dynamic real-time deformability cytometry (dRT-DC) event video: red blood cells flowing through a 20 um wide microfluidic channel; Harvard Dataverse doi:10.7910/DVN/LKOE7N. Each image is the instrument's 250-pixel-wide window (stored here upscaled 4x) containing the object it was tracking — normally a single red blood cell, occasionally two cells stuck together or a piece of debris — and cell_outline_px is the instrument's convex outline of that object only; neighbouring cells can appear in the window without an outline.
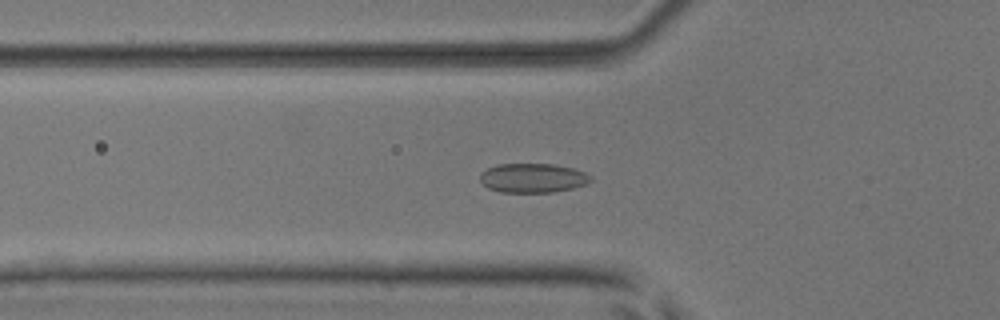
{"species": "common noctule bat (a hibernating species)", "species_latin": "Nyctalus noctula", "temperature_condition": "room temperature", "stored_images_in_passage": 41, "camera_frame_rate_fps": 3000, "um_per_image_px": 0.085, "animal": {"sex": "male", "body_mass_g": 17.9, "forearm_length_mm": 54.2}, "frame": {"image": 1, "passage_image": 8, "time_ms": 2.333, "image_size_px": [1000, 320], "cell_outline_px": [[592, 180], [584, 184], [572, 188], [552, 192], [500, 192], [488, 188], [480, 180], [480, 172], [496, 164], [552, 164], [572, 168], [584, 172], [592, 176]], "centroid_in_image_um": [45.26, 15.12], "position_along_channel_um": 80.5, "area_um2": 18.79}}
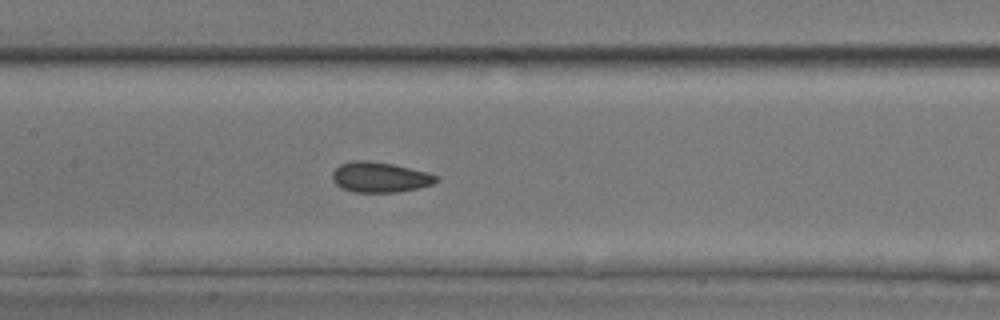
{"frame": {"image": 2, "passage_image": 15, "time_ms": 4.667, "image_size_px": [1000, 320], "cell_outline_px": [[440, 180], [432, 184], [416, 188], [396, 192], [352, 192], [340, 188], [332, 180], [332, 172], [340, 164], [352, 160], [368, 160], [392, 164], [440, 176]], "centroid_in_image_um": [32.25, 15.06], "position_along_channel_um": 175.2, "area_um2": 18.32}}
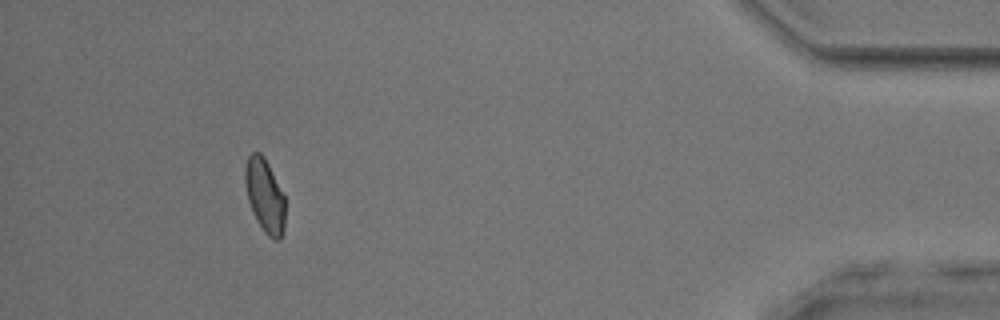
{"frame": {"image": 3, "passage_image": 37, "time_ms": 12.0, "image_size_px": [1000, 320], "cell_outline_px": [[284, 232], [280, 240], [276, 240], [268, 236], [264, 232], [256, 220], [252, 212], [248, 200], [244, 180], [244, 168], [248, 156], [252, 152], [260, 152], [264, 156], [284, 196]], "centroid_in_image_um": [22.49, 16.64], "position_along_channel_um": 412.7, "area_um2": 17.22}, "authors_computed_cell_mechanics": {"area_um2": 17.9758, "velocity_mm_per_s": 4.0495, "shape_relaxation_time_tau1_ms": 6.6343, "shape_relaxation_time_tau2_ms": 1.5606, "deformation_change_tau1": 0.096, "deformation_change_tau2": 0.054}}